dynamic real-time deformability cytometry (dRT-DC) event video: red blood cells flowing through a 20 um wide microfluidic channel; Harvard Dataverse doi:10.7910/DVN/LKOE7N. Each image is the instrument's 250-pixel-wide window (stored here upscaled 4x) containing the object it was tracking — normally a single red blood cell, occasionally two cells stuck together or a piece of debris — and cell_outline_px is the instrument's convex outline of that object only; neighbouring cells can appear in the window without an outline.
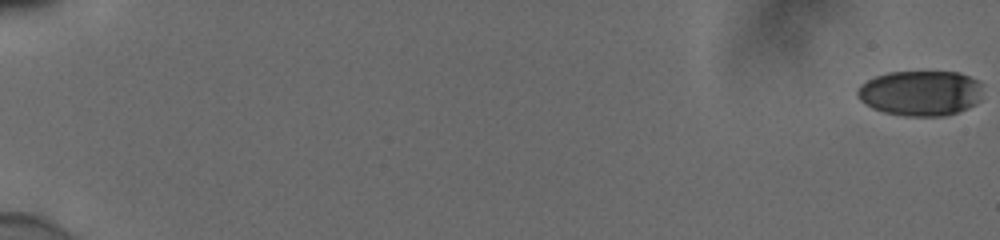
{"species": "human", "species_latin": "Homo sapiens", "temperature_condition": "cold", "stored_images_in_passage": 12, "camera_frame_rate_fps": 3000, "um_per_image_px": 0.085, "donor": {"sex": "male"}, "frame": {"image": 1, "passage_image": 1, "time_ms": 0.0, "image_size_px": [1000, 240], "cell_outline_px": [[980, 100], [976, 104], [968, 108], [944, 116], [904, 116], [884, 112], [872, 108], [864, 104], [856, 96], [856, 92], [860, 84], [876, 76], [888, 72], [960, 72], [980, 80]], "centroid_in_image_um": [78.23, 7.91], "position_along_channel_um": 6.8, "area_um2": 33.29}}